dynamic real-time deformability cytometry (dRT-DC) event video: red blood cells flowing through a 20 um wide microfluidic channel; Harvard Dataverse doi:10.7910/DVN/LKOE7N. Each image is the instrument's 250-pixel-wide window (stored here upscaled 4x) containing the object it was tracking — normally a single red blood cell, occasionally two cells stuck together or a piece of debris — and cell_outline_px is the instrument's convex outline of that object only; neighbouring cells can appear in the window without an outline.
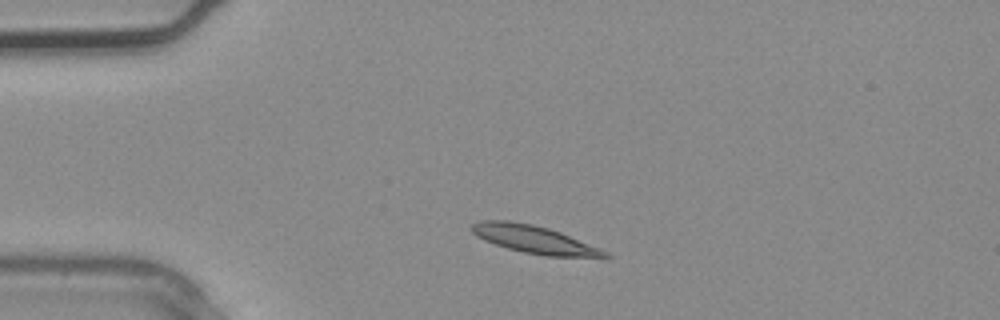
{"species": "common noctule bat (a hibernating species)", "species_latin": "Nyctalus noctula", "temperature_condition": "warm", "stored_images_in_passage": 2, "camera_frame_rate_fps": 3000, "um_per_image_px": 0.085, "animal": {"sex": "male", "body_mass_g": 20.4}, "frame": {"image": 1, "passage_image": 1, "time_ms": 0.0, "image_size_px": [1000, 320], "cell_outline_px": [[612, 256], [608, 260], [544, 256], [524, 252], [508, 248], [484, 240], [476, 236], [472, 232], [472, 224], [480, 220], [512, 220], [532, 224], [548, 228], [560, 232], [600, 248], [608, 252]], "centroid_in_image_um": [45.56, 20.4], "position_along_channel_um": 39.4, "area_um2": 22.2}}